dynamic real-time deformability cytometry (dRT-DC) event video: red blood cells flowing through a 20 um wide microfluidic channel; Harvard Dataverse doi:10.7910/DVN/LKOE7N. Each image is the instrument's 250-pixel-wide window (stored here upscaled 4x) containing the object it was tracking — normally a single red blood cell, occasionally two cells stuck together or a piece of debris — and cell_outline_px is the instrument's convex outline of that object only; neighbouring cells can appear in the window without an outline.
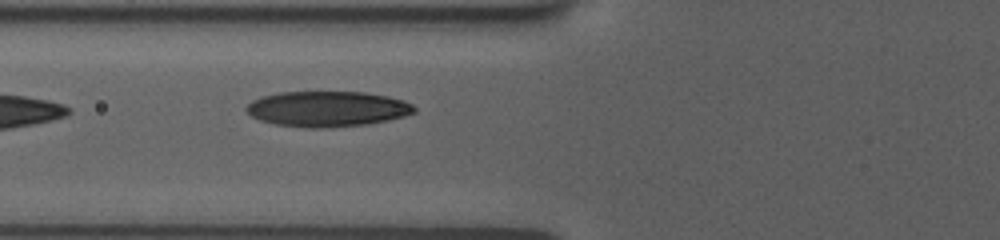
{"species": "human", "species_latin": "Homo sapiens", "temperature_condition": "room temperature", "stored_images_in_passage": 9, "segment_of_instrument_passage": [2, 2], "camera_frame_rate_fps": 3000, "um_per_image_px": 0.085, "donor": {"sex": "female"}, "frame": {"image": 1, "passage_image": 9, "time_ms": 6.0, "image_size_px": [1000, 240], "cell_outline_px": [[416, 112], [404, 116], [388, 120], [368, 124], [332, 128], [308, 128], [276, 124], [260, 120], [252, 116], [244, 108], [252, 100], [276, 92], [364, 92], [388, 96], [404, 100], [412, 104], [416, 108]], "centroid_in_image_um": [27.84, 9.26], "position_along_channel_um": 98.0, "area_um2": 34.91}}